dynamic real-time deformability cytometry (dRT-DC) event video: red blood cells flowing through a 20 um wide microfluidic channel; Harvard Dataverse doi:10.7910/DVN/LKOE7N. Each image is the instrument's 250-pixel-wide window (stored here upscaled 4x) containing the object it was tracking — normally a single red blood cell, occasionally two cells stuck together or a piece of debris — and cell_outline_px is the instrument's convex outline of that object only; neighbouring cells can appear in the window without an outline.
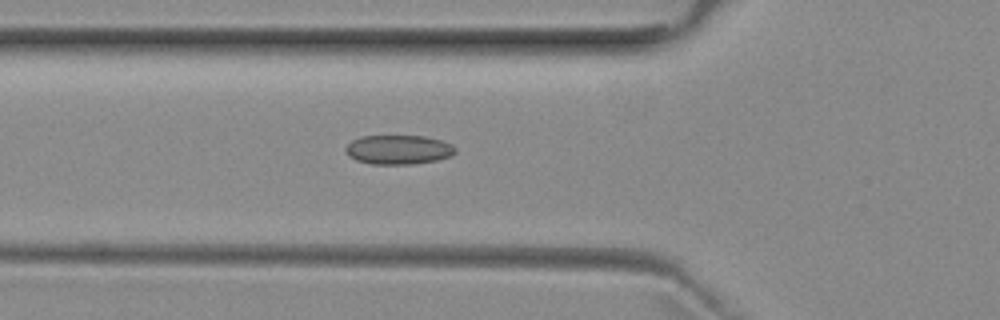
{"species": "common noctule bat (a hibernating species)", "species_latin": "Nyctalus noctula", "temperature_condition": "room temperature", "stored_images_in_passage": 36, "camera_frame_rate_fps": 3000, "um_per_image_px": 0.085, "animal": {"sex": "female", "body_mass_g": 29.2, "forearm_length_mm": 56.3}, "frame": {"image": 1, "passage_image": 6, "time_ms": 1.667, "image_size_px": [1000, 320], "cell_outline_px": [[456, 152], [452, 156], [436, 160], [412, 164], [372, 164], [356, 160], [348, 156], [344, 152], [344, 148], [352, 140], [360, 136], [424, 136], [440, 140], [452, 144], [456, 148]], "centroid_in_image_um": [33.85, 12.72], "position_along_channel_um": 92.0, "area_um2": 18.84}}
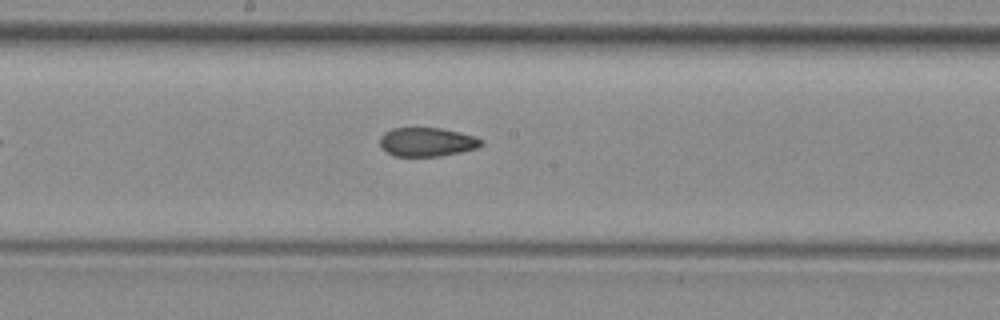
{"frame": {"image": 2, "passage_image": 15, "time_ms": 4.667, "image_size_px": [1000, 320], "cell_outline_px": [[484, 144], [476, 148], [460, 152], [440, 156], [396, 156], [388, 152], [380, 144], [380, 136], [384, 132], [392, 128], [444, 128], [472, 136], [484, 140]], "centroid_in_image_um": [36.3, 12.06], "position_along_channel_um": 211.9, "area_um2": 16.94}}
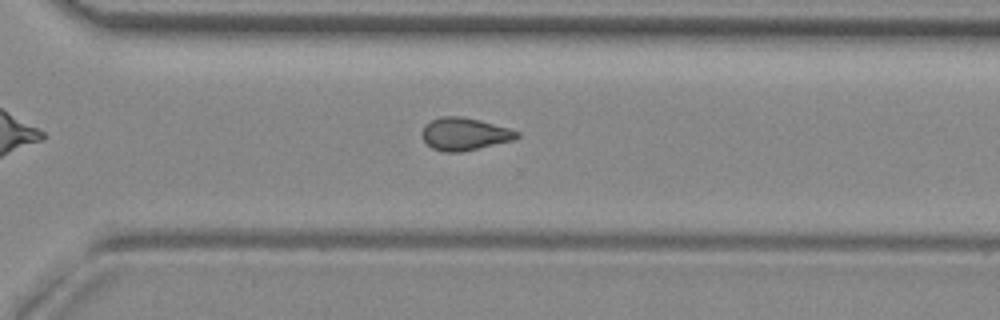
{"frame": {"image": 3, "passage_image": 24, "time_ms": 7.667, "image_size_px": [1000, 320], "cell_outline_px": [[520, 136], [516, 140], [460, 152], [444, 152], [432, 148], [424, 140], [420, 132], [432, 120], [440, 116], [460, 116], [480, 120], [508, 128], [520, 132]], "centroid_in_image_um": [39.52, 11.39], "position_along_channel_um": 331.1, "area_um2": 17.98}, "authors_computed_cell_mechanics": {"area_um2": 17.7446, "velocity_mm_per_s": 3.9905, "shape_relaxation_time_tau1_ms": null, "shape_relaxation_time_tau2_ms": 3.4964, "deformation_change_tau1": null, "deformation_change_tau2": 0.0972}}